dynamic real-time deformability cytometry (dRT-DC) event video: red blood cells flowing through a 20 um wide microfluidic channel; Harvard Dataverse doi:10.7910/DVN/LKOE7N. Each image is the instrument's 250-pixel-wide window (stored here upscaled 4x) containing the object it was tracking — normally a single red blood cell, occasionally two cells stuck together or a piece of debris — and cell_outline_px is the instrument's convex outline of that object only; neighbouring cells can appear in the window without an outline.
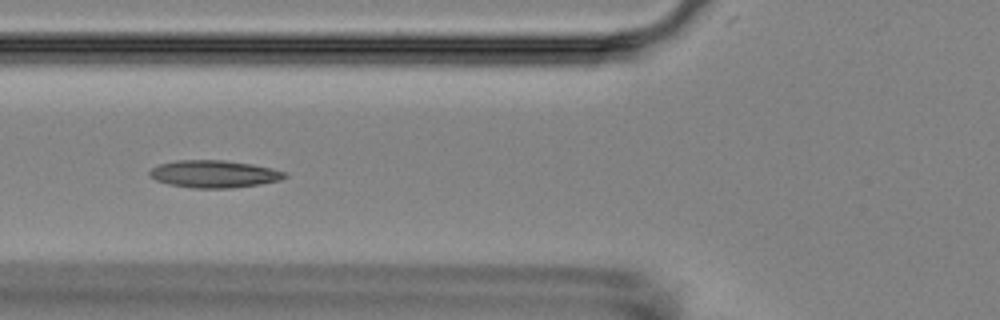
{"species": "Egyptian fruit bat (a non-hibernating species)", "species_latin": "Rousettus aegyptiacus", "temperature_condition": "room temperature", "stored_images_in_passage": 5, "camera_frame_rate_fps": 3000, "um_per_image_px": 0.085, "animal": {"sex": "female"}, "frame": {"image": 1, "passage_image": 5, "time_ms": 4.667, "image_size_px": [1000, 320], "cell_outline_px": [[288, 176], [280, 180], [260, 184], [232, 188], [192, 188], [168, 184], [156, 180], [148, 176], [148, 172], [152, 168], [160, 164], [176, 160], [224, 160], [252, 164], [272, 168], [288, 172]], "centroid_in_image_um": [18.21, 14.79], "position_along_channel_um": 107.6, "area_um2": 21.73}}